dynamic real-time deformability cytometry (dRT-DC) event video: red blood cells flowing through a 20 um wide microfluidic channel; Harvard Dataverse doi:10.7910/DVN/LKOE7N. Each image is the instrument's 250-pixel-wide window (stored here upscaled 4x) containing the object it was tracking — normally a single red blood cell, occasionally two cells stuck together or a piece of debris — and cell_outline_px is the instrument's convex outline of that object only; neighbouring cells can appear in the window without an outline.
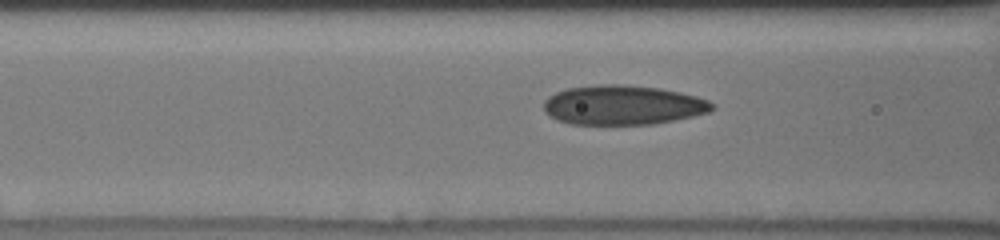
{"species": "human", "species_latin": "Homo sapiens", "temperature_condition": "cold", "stored_images_in_passage": 19, "camera_frame_rate_fps": 3000, "um_per_image_px": 0.085, "donor": {"sex": "male"}, "frame": {"image": 1, "passage_image": 14, "time_ms": 6.333, "image_size_px": [1000, 240], "cell_outline_px": [[716, 108], [708, 112], [692, 116], [652, 124], [572, 124], [556, 120], [548, 116], [544, 112], [544, 100], [548, 96], [556, 92], [568, 88], [600, 84], [620, 84], [660, 88], [680, 92], [696, 96], [708, 100]], "centroid_in_image_um": [52.91, 8.93], "position_along_channel_um": 113.7, "area_um2": 38.78}}